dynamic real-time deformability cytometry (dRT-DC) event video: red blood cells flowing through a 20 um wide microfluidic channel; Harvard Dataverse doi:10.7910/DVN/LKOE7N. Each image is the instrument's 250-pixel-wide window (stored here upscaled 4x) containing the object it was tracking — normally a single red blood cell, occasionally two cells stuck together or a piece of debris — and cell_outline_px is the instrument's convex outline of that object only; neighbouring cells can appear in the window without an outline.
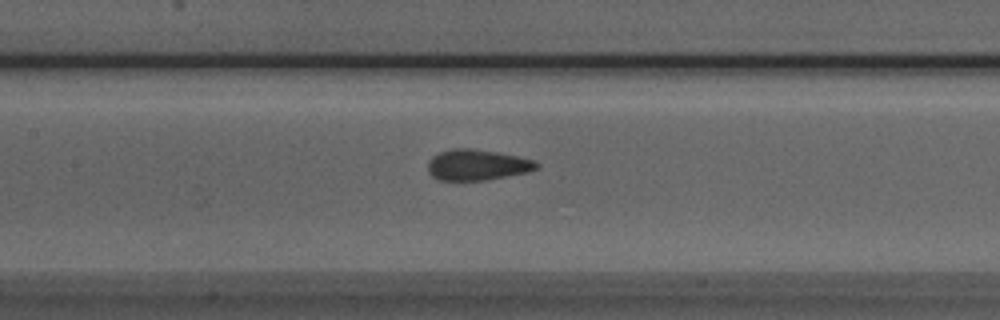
{"species": "Egyptian fruit bat (a non-hibernating species)", "species_latin": "Rousettus aegyptiacus", "temperature_condition": "room temperature", "stored_images_in_passage": 37, "camera_frame_rate_fps": 3000, "um_per_image_px": 0.085, "animal": {"sex": "male"}, "frame": {"image": 1, "passage_image": 9, "time_ms": 2.667, "image_size_px": [1000, 320], "cell_outline_px": [[540, 164], [536, 168], [528, 172], [484, 180], [440, 180], [432, 176], [428, 172], [428, 160], [432, 156], [440, 152], [452, 148], [472, 148], [496, 152], [516, 156], [532, 160]], "centroid_in_image_um": [40.51, 14.01], "position_along_channel_um": 166.9, "area_um2": 19.36}}
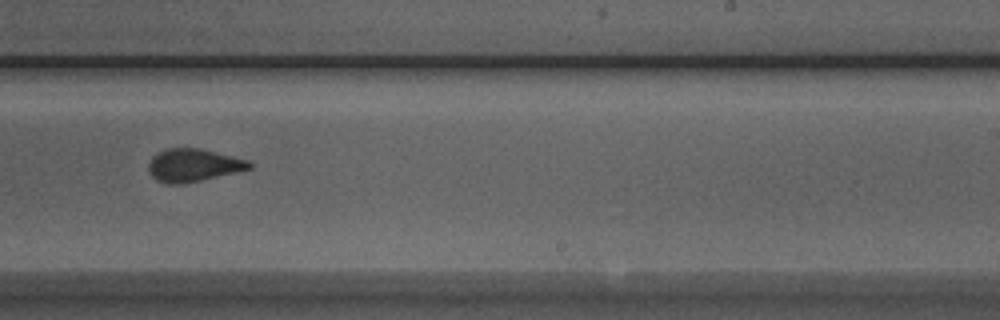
{"frame": {"image": 2, "passage_image": 17, "time_ms": 5.333, "image_size_px": [1000, 320], "cell_outline_px": [[252, 168], [236, 172], [184, 184], [164, 184], [156, 180], [148, 172], [148, 164], [152, 156], [156, 152], [168, 148], [200, 148], [248, 160], [252, 164]], "centroid_in_image_um": [16.38, 14.05], "position_along_channel_um": 272.6, "area_um2": 19.42}}
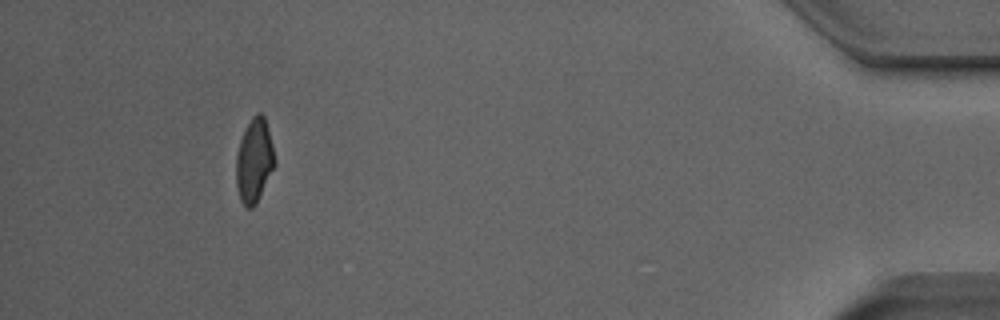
{"frame": {"image": 3, "passage_image": 33, "time_ms": 10.667, "image_size_px": [1000, 320], "cell_outline_px": [[276, 164], [256, 204], [252, 208], [248, 208], [240, 200], [236, 184], [236, 156], [240, 140], [252, 116], [256, 112], [260, 112], [264, 116], [276, 160]], "centroid_in_image_um": [21.61, 13.67], "position_along_channel_um": 413.6, "area_um2": 18.73}, "authors_computed_cell_mechanics": {"area_um2": 19.363, "velocity_mm_per_s": 3.9788, "shape_relaxation_time_tau1_ms": null, "shape_relaxation_time_tau2_ms": 0.9727, "deformation_change_tau1": null, "deformation_change_tau2": 0.0738}}